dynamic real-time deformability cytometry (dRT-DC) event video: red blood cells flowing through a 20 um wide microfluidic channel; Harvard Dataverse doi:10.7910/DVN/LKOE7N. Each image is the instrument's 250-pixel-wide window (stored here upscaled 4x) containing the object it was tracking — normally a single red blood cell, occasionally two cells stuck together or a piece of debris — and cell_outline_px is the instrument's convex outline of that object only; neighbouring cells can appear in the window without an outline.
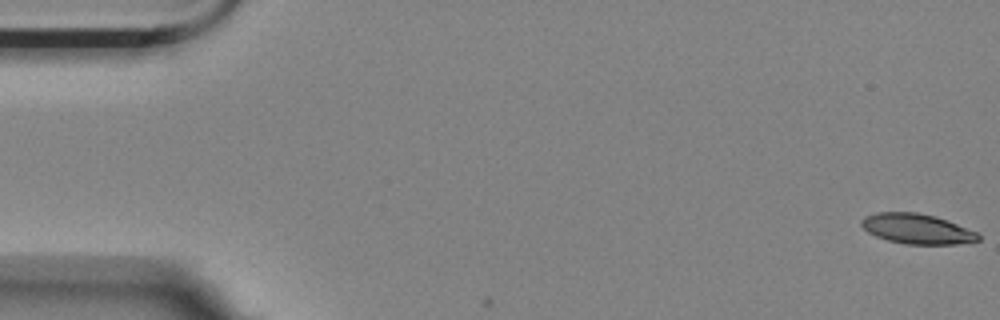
{"species": "Egyptian fruit bat (a non-hibernating species)", "species_latin": "Rousettus aegyptiacus", "temperature_condition": "room temperature", "stored_images_in_passage": 4, "camera_frame_rate_fps": 3000, "um_per_image_px": 0.085, "animal": {"sex": "female"}, "frame": {"image": 1, "passage_image": 1, "time_ms": 0.0, "image_size_px": [1000, 320], "cell_outline_px": [[980, 240], [956, 244], [904, 244], [888, 240], [876, 236], [868, 232], [860, 224], [860, 220], [864, 216], [876, 212], [916, 212], [936, 216], [976, 232], [980, 236]], "centroid_in_image_um": [77.9, 19.44], "position_along_channel_um": 7.1, "area_um2": 20.4}}